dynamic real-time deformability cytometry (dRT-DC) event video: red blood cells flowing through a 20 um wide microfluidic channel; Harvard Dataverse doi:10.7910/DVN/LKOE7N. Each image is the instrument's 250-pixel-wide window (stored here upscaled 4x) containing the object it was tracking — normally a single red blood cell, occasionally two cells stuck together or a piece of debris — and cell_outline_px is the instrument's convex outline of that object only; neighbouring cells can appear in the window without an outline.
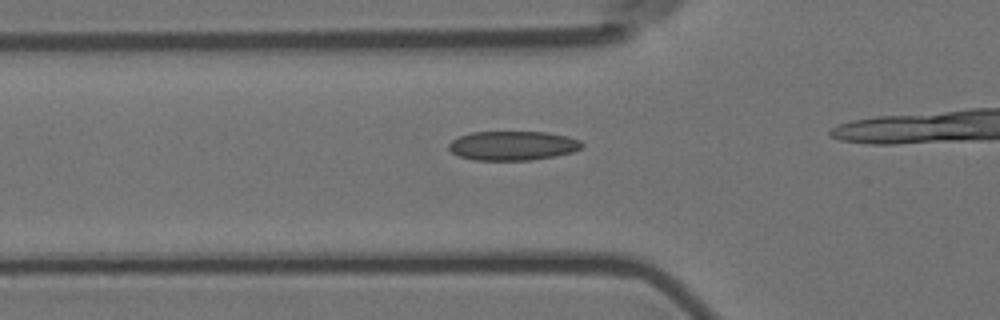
{"species": "Egyptian fruit bat (a non-hibernating species)", "species_latin": "Rousettus aegyptiacus", "temperature_condition": "room temperature", "stored_images_in_passage": 17, "camera_frame_rate_fps": 3000, "um_per_image_px": 0.085, "animal": {"sex": "female"}, "frame": {"image": 1, "passage_image": 12, "time_ms": 3.667, "image_size_px": [1000, 320], "cell_outline_px": [[584, 144], [580, 148], [572, 152], [556, 156], [532, 160], [472, 160], [460, 156], [452, 152], [448, 148], [448, 144], [452, 140], [460, 136], [472, 132], [548, 132], [568, 136], [580, 140]], "centroid_in_image_um": [43.59, 12.38], "position_along_channel_um": 82.2, "area_um2": 22.77}}
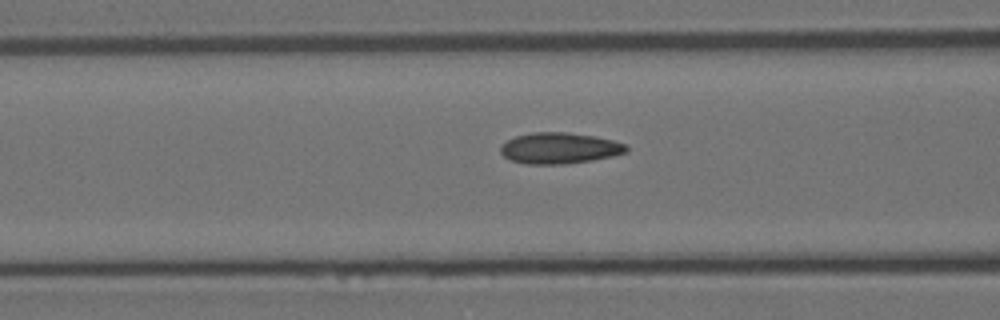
{"frame": {"image": 2, "passage_image": 15, "time_ms": 4.667, "image_size_px": [1000, 320], "cell_outline_px": [[628, 152], [612, 156], [592, 160], [564, 164], [528, 164], [508, 160], [500, 152], [500, 148], [508, 140], [516, 136], [532, 132], [568, 132], [596, 136], [612, 140], [624, 144], [628, 148]], "centroid_in_image_um": [47.55, 12.59], "position_along_channel_um": 119.0, "area_um2": 22.77}}